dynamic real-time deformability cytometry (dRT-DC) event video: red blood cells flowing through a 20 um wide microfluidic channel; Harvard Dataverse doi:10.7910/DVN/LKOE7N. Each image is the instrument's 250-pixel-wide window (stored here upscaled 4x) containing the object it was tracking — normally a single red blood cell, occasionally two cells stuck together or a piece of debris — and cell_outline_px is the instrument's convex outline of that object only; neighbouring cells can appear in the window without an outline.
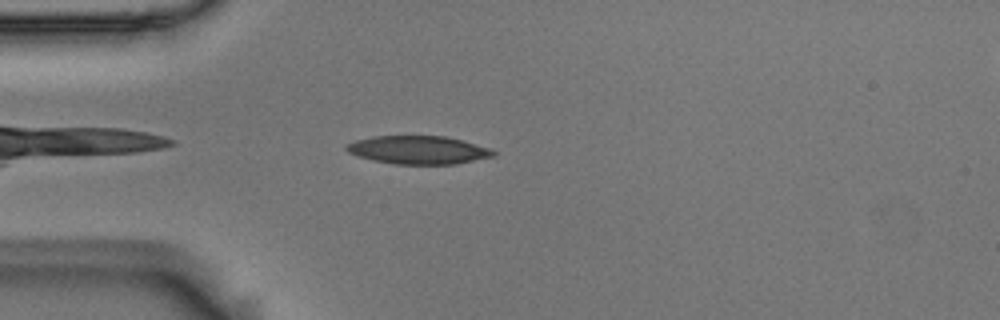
{"species": "Egyptian fruit bat (a non-hibernating species)", "species_latin": "Rousettus aegyptiacus", "temperature_condition": "room temperature", "stored_images_in_passage": 43, "camera_frame_rate_fps": 3000, "um_per_image_px": 0.085, "animal": {"sex": "male"}, "frame": {"image": 1, "passage_image": 3, "time_ms": 0.667, "image_size_px": [1000, 320], "cell_outline_px": [[496, 156], [456, 164], [392, 164], [372, 160], [348, 152], [344, 148], [348, 144], [356, 140], [372, 136], [444, 136], [492, 148], [496, 152]], "centroid_in_image_um": [35.59, 12.75], "position_along_channel_um": 49.4, "area_um2": 24.16}}
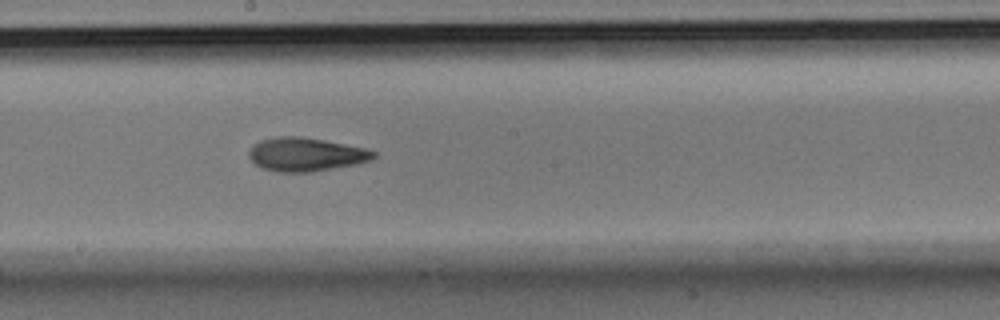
{"frame": {"image": 2, "passage_image": 18, "time_ms": 5.667, "image_size_px": [1000, 320], "cell_outline_px": [[376, 156], [372, 160], [356, 164], [312, 172], [276, 172], [264, 168], [256, 164], [248, 156], [248, 152], [252, 144], [260, 140], [276, 136], [300, 136], [324, 140], [364, 148], [376, 152]], "centroid_in_image_um": [25.97, 13.12], "position_along_channel_um": 222.2, "area_um2": 24.45}}
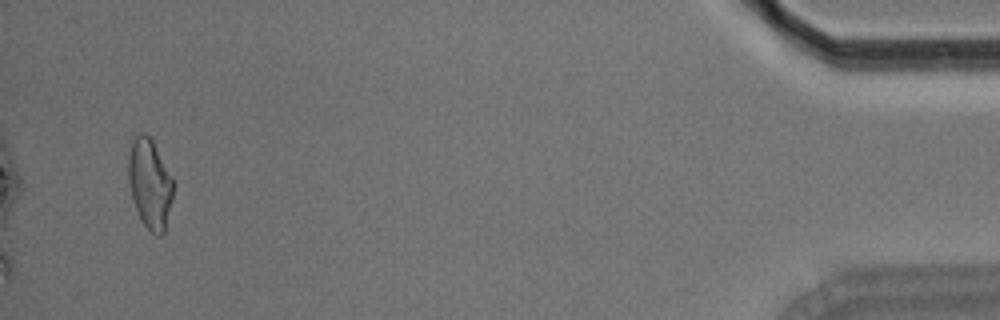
{"frame": {"image": 3, "passage_image": 41, "time_ms": 13.333, "image_size_px": [1000, 320], "cell_outline_px": [[172, 200], [164, 232], [160, 236], [156, 236], [144, 224], [132, 200], [128, 184], [128, 156], [132, 140], [140, 132], [144, 132], [152, 140], [172, 176]], "centroid_in_image_um": [12.71, 15.6], "position_along_channel_um": 422.5, "area_um2": 23.29}, "authors_computed_cell_mechanics": {"area_um2": 23.698, "velocity_mm_per_s": 3.6578, "shape_relaxation_time_tau1_ms": 10.9655, "shape_relaxation_time_tau2_ms": 3.3572, "deformation_change_tau1": 0.2444, "deformation_change_tau2": 0.1154}}